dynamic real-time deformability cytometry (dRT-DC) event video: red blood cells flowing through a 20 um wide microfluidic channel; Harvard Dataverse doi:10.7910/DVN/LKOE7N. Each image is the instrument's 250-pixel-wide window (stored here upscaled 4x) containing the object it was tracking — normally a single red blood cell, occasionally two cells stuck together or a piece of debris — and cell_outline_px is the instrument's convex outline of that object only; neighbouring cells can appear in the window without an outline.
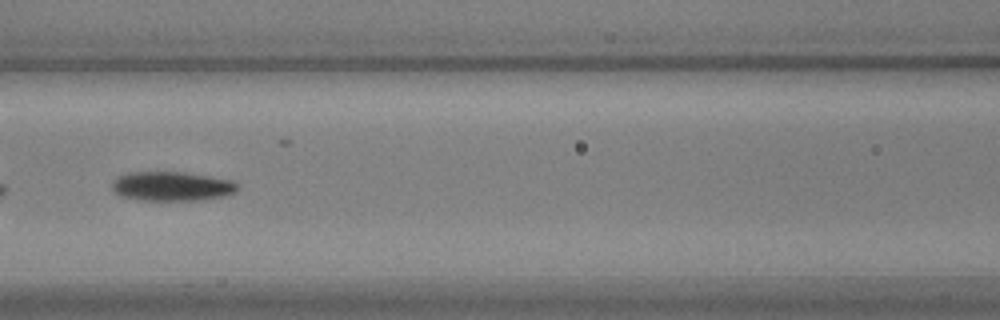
{"species": "common noctule bat (a hibernating species)", "species_latin": "Nyctalus noctula", "temperature_condition": "warm", "stored_images_in_passage": 50, "camera_frame_rate_fps": 3000, "um_per_image_px": 0.085, "animal": {"sex": "male", "body_mass_g": 17.9, "forearm_length_mm": 54.2}, "frame": {"image": 1, "passage_image": 18, "time_ms": 5.667, "image_size_px": [1000, 320], "cell_outline_px": [[240, 184], [236, 192], [204, 200], [140, 200], [124, 196], [116, 192], [112, 188], [112, 180], [116, 176], [128, 172], [184, 172], [232, 180]], "centroid_in_image_um": [14.61, 15.82], "position_along_channel_um": 152.0, "area_um2": 21.44}}
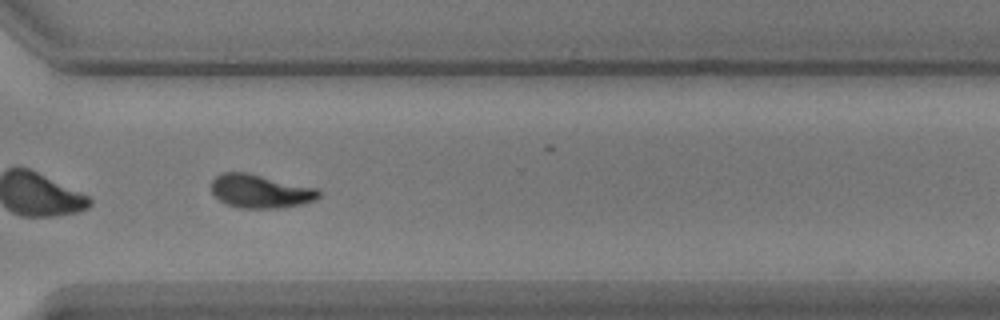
{"frame": {"image": 2, "passage_image": 35, "time_ms": 11.333, "image_size_px": [1000, 320], "cell_outline_px": [[320, 196], [316, 200], [300, 204], [280, 208], [240, 208], [228, 204], [220, 200], [212, 192], [212, 180], [216, 176], [224, 172], [248, 172], [316, 188], [320, 192]], "centroid_in_image_um": [22.13, 16.25], "position_along_channel_um": 348.5, "area_um2": 20.87}}
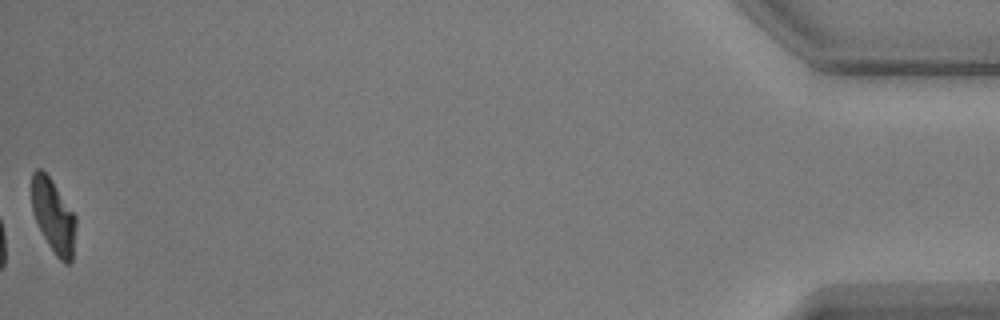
{"frame": {"image": 3, "passage_image": 50, "time_ms": 16.333, "image_size_px": [1000, 320], "cell_outline_px": [[76, 224], [72, 260], [68, 264], [64, 264], [56, 256], [48, 244], [32, 212], [32, 172], [36, 168], [40, 168], [52, 180], [76, 216]], "centroid_in_image_um": [4.54, 18.36], "position_along_channel_um": 430.7, "area_um2": 18.84}}